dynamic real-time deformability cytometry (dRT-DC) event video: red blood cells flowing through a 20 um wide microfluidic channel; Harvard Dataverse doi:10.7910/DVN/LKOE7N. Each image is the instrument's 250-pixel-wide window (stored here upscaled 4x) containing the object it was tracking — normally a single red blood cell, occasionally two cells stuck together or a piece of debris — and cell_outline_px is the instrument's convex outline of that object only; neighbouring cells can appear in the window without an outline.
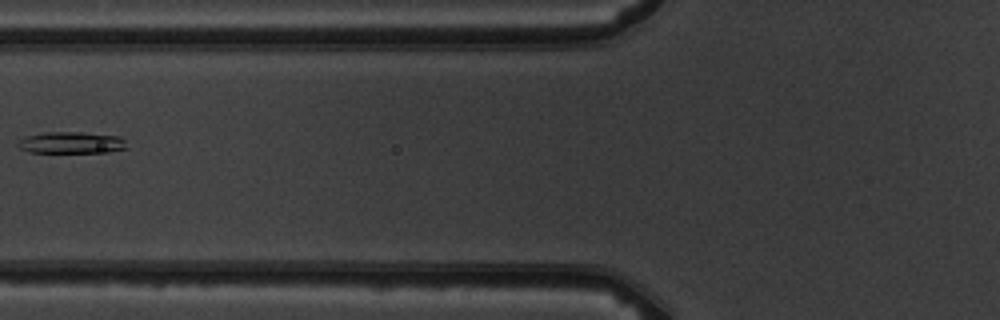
{"species": "common noctule bat (a hibernating species)", "species_latin": "Nyctalus noctula", "temperature_condition": "warm", "stored_images_in_passage": 3, "camera_frame_rate_fps": 3000, "um_per_image_px": 0.085, "animal": {"sex": "male", "body_mass_g": 19.5, "forearm_length_mm": 54.6}, "frame": {"image": 1, "passage_image": 2, "time_ms": 1.333, "image_size_px": [1000, 320], "cell_outline_px": [[128, 148], [108, 152], [28, 152], [20, 148], [16, 144], [20, 140], [28, 136], [44, 132], [80, 132], [120, 136], [124, 140]], "centroid_in_image_um": [6.09, 12.12], "position_along_channel_um": 119.7, "area_um2": 13.64}}